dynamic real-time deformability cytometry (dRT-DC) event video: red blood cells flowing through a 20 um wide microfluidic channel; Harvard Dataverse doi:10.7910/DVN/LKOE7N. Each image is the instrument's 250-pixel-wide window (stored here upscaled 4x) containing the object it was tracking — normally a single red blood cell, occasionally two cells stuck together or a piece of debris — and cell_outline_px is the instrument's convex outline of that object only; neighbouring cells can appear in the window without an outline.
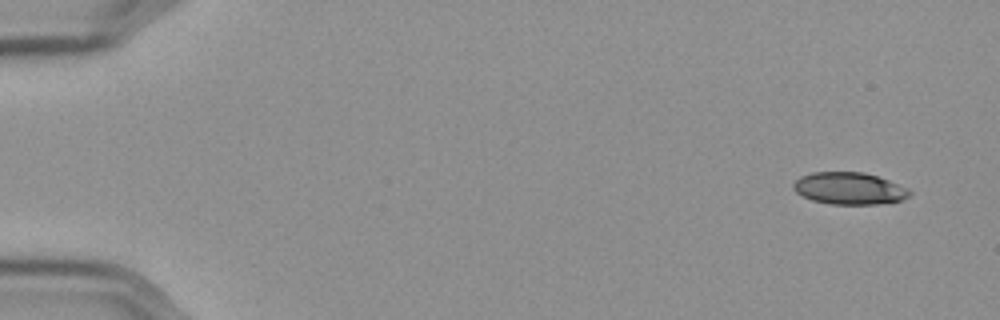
{"species": "Egyptian fruit bat (a non-hibernating species)", "species_latin": "Rousettus aegyptiacus", "temperature_condition": "cold", "stored_images_in_passage": 54, "camera_frame_rate_fps": 3000, "um_per_image_px": 0.085, "frame": {"image": 1, "passage_image": 1, "time_ms": 0.0, "image_size_px": [1000, 320], "cell_outline_px": [[912, 196], [904, 200], [880, 204], [832, 204], [812, 200], [796, 192], [792, 188], [792, 184], [800, 176], [812, 172], [864, 172], [888, 180], [908, 188], [912, 192]], "centroid_in_image_um": [72.21, 16.02], "position_along_channel_um": 12.8, "area_um2": 21.85}}
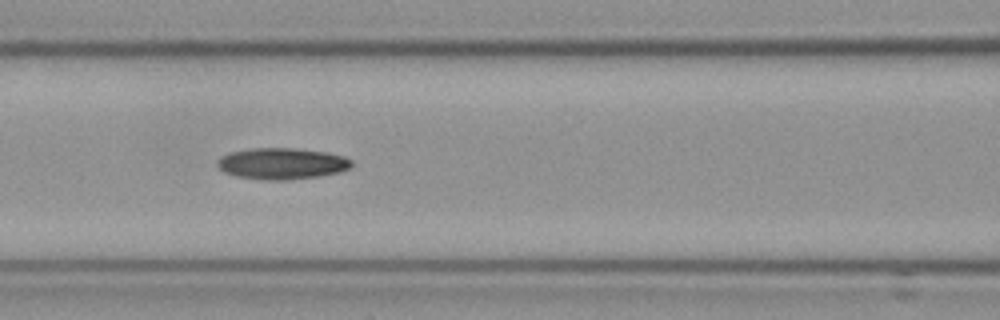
{"frame": {"image": 2, "passage_image": 23, "time_ms": 7.333, "image_size_px": [1000, 320], "cell_outline_px": [[352, 164], [348, 168], [340, 172], [320, 176], [288, 180], [260, 180], [236, 176], [224, 172], [216, 164], [216, 160], [220, 156], [228, 152], [252, 148], [296, 148], [328, 152], [344, 156], [352, 160]], "centroid_in_image_um": [23.94, 13.9], "position_along_channel_um": 142.7, "area_um2": 24.85}}
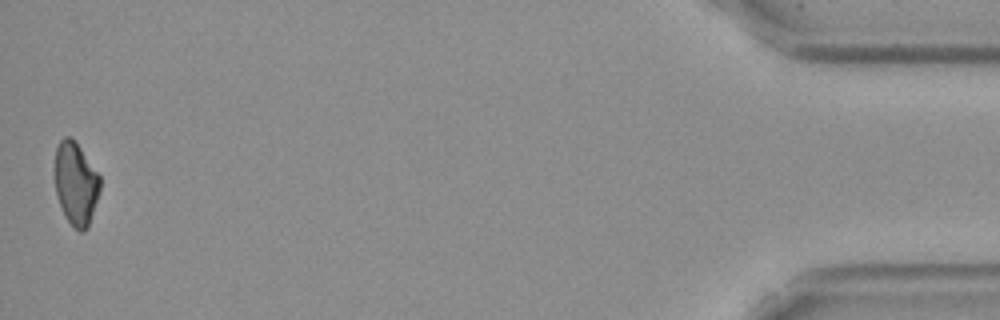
{"frame": {"image": 3, "passage_image": 54, "time_ms": 17.667, "image_size_px": [1000, 320], "cell_outline_px": [[100, 188], [88, 228], [84, 232], [80, 232], [64, 216], [56, 192], [56, 148], [60, 140], [64, 136], [68, 136], [80, 148], [100, 176]], "centroid_in_image_um": [6.45, 15.63], "position_along_channel_um": 428.7, "area_um2": 21.27}, "authors_computed_cell_mechanics": {"area_um2": 23.1778, "velocity_mm_per_s": 3.6026, "shape_relaxation_time_tau1_ms": 3.941, "shape_relaxation_time_tau2_ms": null, "deformation_change_tau1": 0.1064, "deformation_change_tau2": null}}